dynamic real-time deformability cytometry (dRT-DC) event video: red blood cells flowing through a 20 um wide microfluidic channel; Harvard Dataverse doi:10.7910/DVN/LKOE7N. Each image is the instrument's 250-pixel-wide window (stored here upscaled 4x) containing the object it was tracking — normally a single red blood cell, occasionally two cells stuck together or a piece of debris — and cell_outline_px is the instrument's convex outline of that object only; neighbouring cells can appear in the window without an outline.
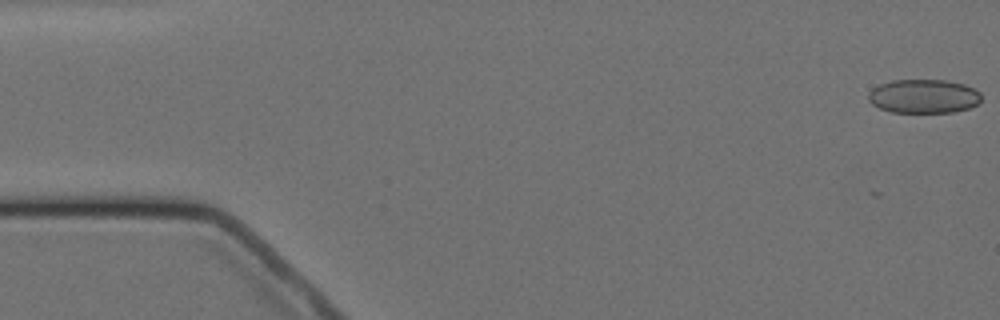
{"species": "Egyptian fruit bat (a non-hibernating species)", "species_latin": "Rousettus aegyptiacus", "temperature_condition": "cold", "stored_images_in_passage": 7, "camera_frame_rate_fps": 3000, "um_per_image_px": 0.085, "animal": {"sex": "female"}, "frame": {"image": 1, "passage_image": 1, "time_ms": 0.0, "image_size_px": [1000, 320], "cell_outline_px": [[980, 100], [972, 108], [952, 112], [892, 112], [880, 108], [872, 104], [868, 100], [868, 92], [872, 88], [880, 84], [892, 80], [944, 80], [964, 84], [980, 92]], "centroid_in_image_um": [78.49, 8.18], "position_along_channel_um": 6.5, "area_um2": 22.31}}